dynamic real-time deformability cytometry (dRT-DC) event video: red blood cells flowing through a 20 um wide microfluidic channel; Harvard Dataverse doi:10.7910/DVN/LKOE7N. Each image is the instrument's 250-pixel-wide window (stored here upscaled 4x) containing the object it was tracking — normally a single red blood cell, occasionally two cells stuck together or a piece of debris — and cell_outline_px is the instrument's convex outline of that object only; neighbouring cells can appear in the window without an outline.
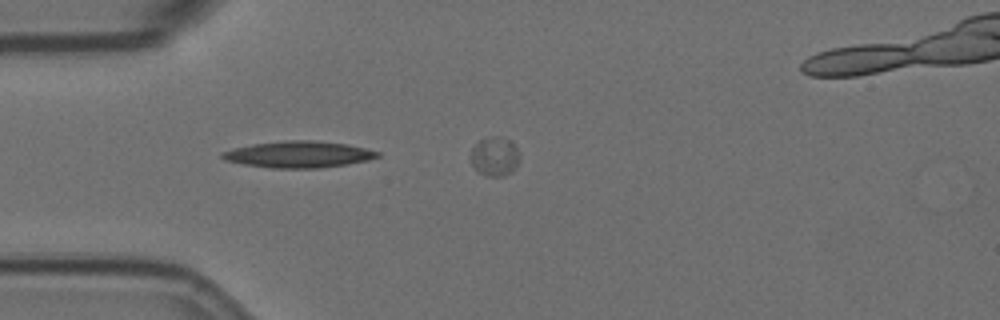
{"species": "Egyptian fruit bat (a non-hibernating species)", "species_latin": "Rousettus aegyptiacus", "temperature_condition": "room temperature", "stored_images_in_passage": 16, "segment_of_instrument_passage": [2, 3], "camera_frame_rate_fps": 3000, "um_per_image_px": 0.085, "animal": {"sex": "female"}, "frame": {"image": 1, "passage_image": 4, "time_ms": 3.333, "image_size_px": [1000, 320], "cell_outline_px": [[380, 156], [368, 160], [348, 164], [320, 168], [272, 168], [244, 164], [224, 160], [220, 156], [220, 152], [232, 148], [252, 144], [284, 140], [316, 140], [348, 144], [380, 152]], "centroid_in_image_um": [25.36, 13.12], "position_along_channel_um": 59.6, "area_um2": 24.16}}
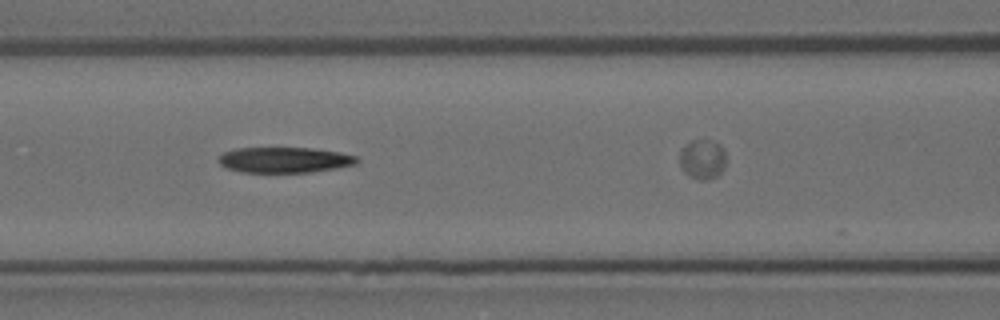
{"frame": {"image": 2, "passage_image": 6, "time_ms": 5.667, "image_size_px": [1000, 320], "cell_outline_px": [[360, 160], [356, 164], [336, 168], [312, 172], [240, 172], [228, 168], [220, 164], [216, 160], [224, 152], [236, 148], [312, 148], [340, 152], [356, 156]], "centroid_in_image_um": [24.19, 13.59], "position_along_channel_um": 142.4, "area_um2": 20.63}}
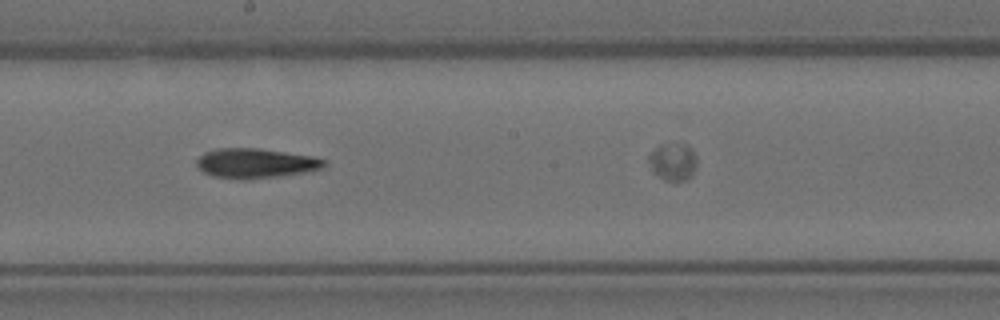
{"frame": {"image": 3, "passage_image": 8, "time_ms": 8.0, "image_size_px": [1000, 320], "cell_outline_px": [[324, 164], [320, 168], [300, 172], [276, 176], [244, 180], [240, 180], [212, 176], [204, 172], [196, 164], [196, 160], [204, 152], [216, 148], [256, 148], [312, 156], [324, 160]], "centroid_in_image_um": [21.62, 13.87], "position_along_channel_um": 226.6, "area_um2": 21.68}}